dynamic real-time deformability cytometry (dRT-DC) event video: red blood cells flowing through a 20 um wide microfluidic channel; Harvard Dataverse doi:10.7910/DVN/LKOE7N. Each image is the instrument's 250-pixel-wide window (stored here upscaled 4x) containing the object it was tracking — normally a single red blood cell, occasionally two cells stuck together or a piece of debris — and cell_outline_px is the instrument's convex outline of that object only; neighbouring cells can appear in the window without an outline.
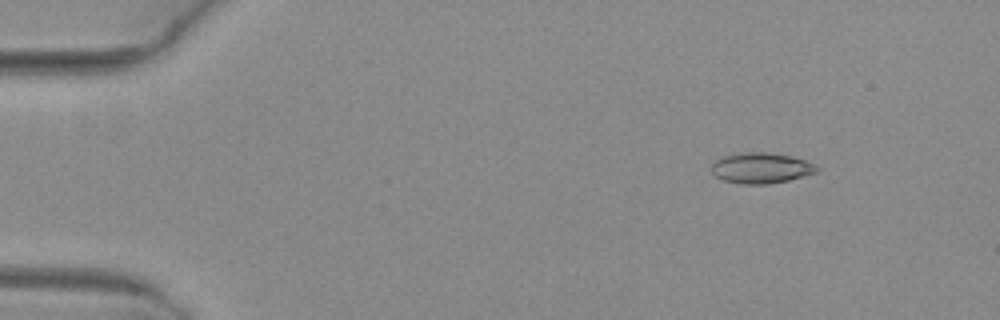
{"species": "common noctule bat (a hibernating species)", "species_latin": "Nyctalus noctula", "temperature_condition": "warm", "stored_images_in_passage": 4, "camera_frame_rate_fps": 3000, "um_per_image_px": 0.085, "animal": {"sex": "female", "body_mass_g": 29.2, "forearm_length_mm": 56.3}, "frame": {"image": 1, "passage_image": 1, "time_ms": 0.0, "image_size_px": [1000, 320], "cell_outline_px": [[820, 168], [816, 172], [804, 176], [788, 180], [768, 184], [744, 184], [724, 180], [716, 176], [712, 172], [712, 164], [716, 160], [724, 156], [748, 152], [764, 152], [792, 156], [804, 160]], "centroid_in_image_um": [64.7, 14.28], "position_along_channel_um": 20.3, "area_um2": 18.5}}
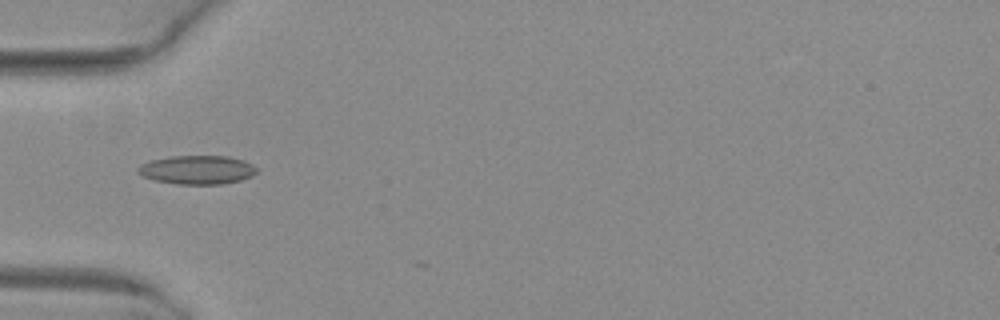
{"frame": {"image": 2, "passage_image": 4, "time_ms": 1.0, "image_size_px": [1000, 320], "cell_outline_px": [[256, 172], [252, 176], [240, 180], [220, 184], [176, 184], [156, 180], [144, 176], [136, 172], [136, 168], [140, 164], [152, 160], [172, 156], [228, 156], [244, 160], [252, 164], [256, 168]], "centroid_in_image_um": [16.75, 14.43], "position_along_channel_um": 68.2, "area_um2": 19.83}}